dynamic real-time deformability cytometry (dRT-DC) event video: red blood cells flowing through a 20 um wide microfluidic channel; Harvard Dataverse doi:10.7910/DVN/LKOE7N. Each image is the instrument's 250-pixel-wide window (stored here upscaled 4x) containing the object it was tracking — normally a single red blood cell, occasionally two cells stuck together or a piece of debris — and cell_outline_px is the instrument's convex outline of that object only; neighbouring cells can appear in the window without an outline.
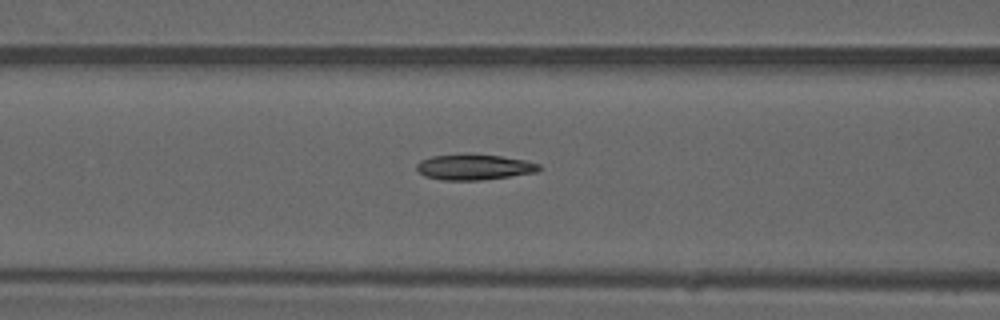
{"species": "common noctule bat (a hibernating species)", "species_latin": "Nyctalus noctula", "temperature_condition": "warm", "stored_images_in_passage": 12, "camera_frame_rate_fps": 3000, "um_per_image_px": 0.085, "animal": {"sex": "male", "forearm_length_mm": 52.5}, "frame": {"image": 1, "passage_image": 9, "time_ms": 2.667, "image_size_px": [1000, 320], "cell_outline_px": [[540, 168], [536, 172], [480, 180], [440, 180], [424, 176], [416, 168], [416, 164], [420, 160], [432, 156], [464, 152], [472, 152], [500, 156], [524, 160], [540, 164]], "centroid_in_image_um": [40.24, 14.17], "position_along_channel_um": 126.4, "area_um2": 18.61}}